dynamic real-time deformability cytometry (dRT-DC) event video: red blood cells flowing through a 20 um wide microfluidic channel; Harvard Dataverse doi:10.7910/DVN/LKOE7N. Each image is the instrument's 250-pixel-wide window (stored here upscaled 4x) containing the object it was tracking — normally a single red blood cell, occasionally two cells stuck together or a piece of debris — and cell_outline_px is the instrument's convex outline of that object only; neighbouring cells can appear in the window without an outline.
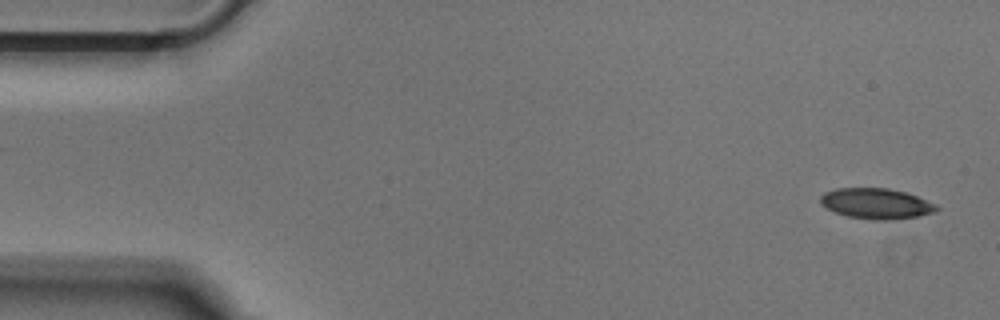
{"species": "Egyptian fruit bat (a non-hibernating species)", "species_latin": "Rousettus aegyptiacus", "temperature_condition": "cold", "stored_images_in_passage": 50, "camera_frame_rate_fps": 3000, "um_per_image_px": 0.085, "animal": {"sex": "male"}, "frame": {"image": 1, "passage_image": 1, "time_ms": 0.0, "image_size_px": [1000, 320], "cell_outline_px": [[940, 208], [936, 212], [916, 216], [884, 220], [872, 220], [848, 216], [836, 212], [820, 204], [820, 196], [824, 192], [836, 188], [888, 188], [904, 192], [916, 196], [936, 204]], "centroid_in_image_um": [74.47, 17.29], "position_along_channel_um": 10.5, "area_um2": 20.52}}
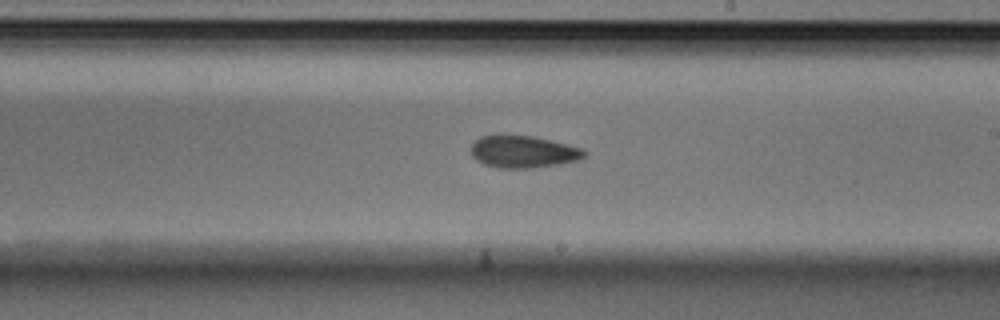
{"frame": {"image": 2, "passage_image": 28, "time_ms": 9.0, "image_size_px": [1000, 320], "cell_outline_px": [[588, 152], [580, 160], [532, 168], [496, 168], [484, 164], [476, 160], [472, 156], [472, 144], [480, 136], [532, 136], [580, 148]], "centroid_in_image_um": [44.45, 12.92], "position_along_channel_um": 244.5, "area_um2": 20.81}}
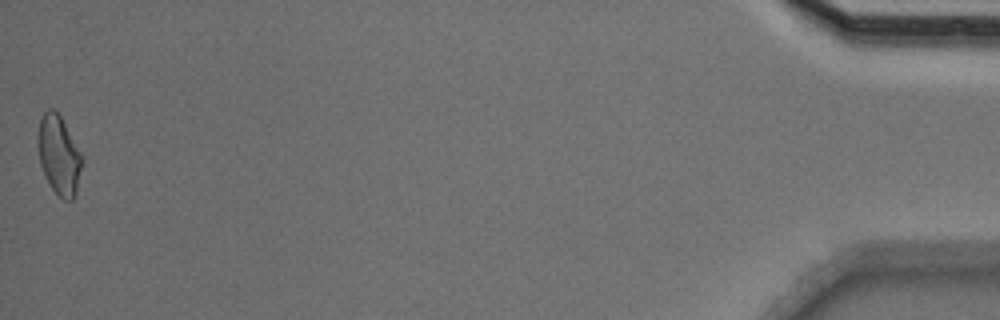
{"frame": {"image": 3, "passage_image": 50, "time_ms": 16.333, "image_size_px": [1000, 320], "cell_outline_px": [[84, 160], [76, 196], [72, 200], [64, 200], [52, 188], [40, 164], [40, 120], [44, 112], [48, 108], [52, 108], [60, 116], [84, 156]], "centroid_in_image_um": [5.09, 13.22], "position_along_channel_um": 430.1, "area_um2": 19.94}}